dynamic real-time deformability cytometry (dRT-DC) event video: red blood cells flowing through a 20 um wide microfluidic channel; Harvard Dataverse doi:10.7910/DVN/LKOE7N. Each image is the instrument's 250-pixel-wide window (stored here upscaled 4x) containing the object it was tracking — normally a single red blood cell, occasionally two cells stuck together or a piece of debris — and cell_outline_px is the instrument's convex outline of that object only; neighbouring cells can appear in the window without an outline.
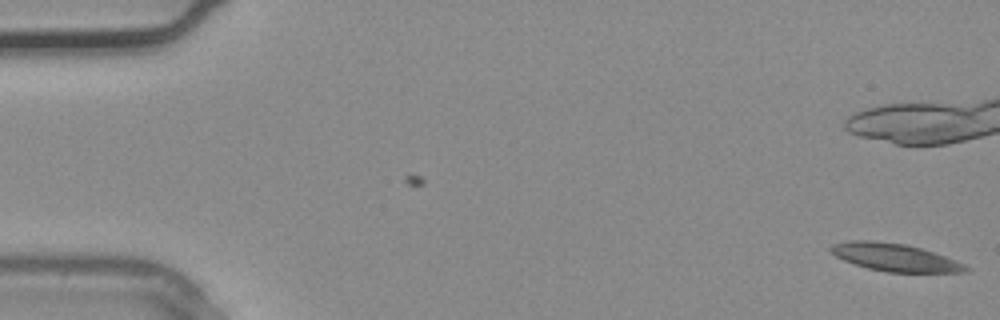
{"species": "common noctule bat (a hibernating species)", "species_latin": "Nyctalus noctula", "temperature_condition": "warm", "stored_images_in_passage": 2, "camera_frame_rate_fps": 3000, "um_per_image_px": 0.085, "animal": {"sex": "male", "body_mass_g": 20.4}, "frame": {"image": 1, "passage_image": 2, "time_ms": 0.333, "image_size_px": [1000, 320], "cell_outline_px": [[972, 268], [968, 272], [888, 272], [868, 268], [844, 260], [828, 252], [828, 248], [832, 244], [848, 240], [872, 240], [904, 244], [920, 248], [956, 260]], "centroid_in_image_um": [76.03, 21.87], "position_along_channel_um": 9.0, "area_um2": 21.73}}